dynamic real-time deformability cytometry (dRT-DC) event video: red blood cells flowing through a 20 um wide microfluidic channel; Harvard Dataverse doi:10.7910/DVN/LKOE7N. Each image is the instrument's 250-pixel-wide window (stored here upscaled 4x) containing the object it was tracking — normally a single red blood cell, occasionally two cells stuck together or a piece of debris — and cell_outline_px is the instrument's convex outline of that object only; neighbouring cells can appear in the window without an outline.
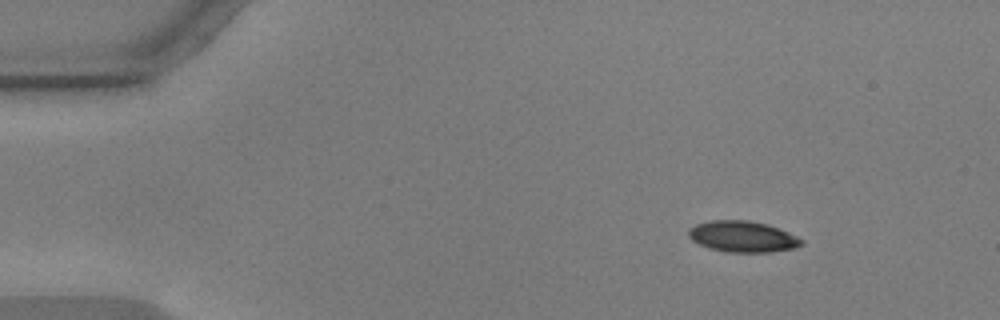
{"species": "common noctule bat (a hibernating species)", "species_latin": "Nyctalus noctula", "temperature_condition": "warm", "stored_images_in_passage": 51, "camera_frame_rate_fps": 3000, "um_per_image_px": 0.085, "animal": {"sex": "male", "body_mass_g": 17.9, "forearm_length_mm": 54.2}, "frame": {"image": 1, "passage_image": 1, "time_ms": 0.0, "image_size_px": [1000, 320], "cell_outline_px": [[804, 244], [792, 248], [768, 252], [728, 252], [708, 248], [692, 240], [688, 236], [688, 228], [696, 224], [712, 220], [748, 220], [764, 224], [788, 232], [804, 240]], "centroid_in_image_um": [63.09, 20.11], "position_along_channel_um": 21.9, "area_um2": 20.29}}
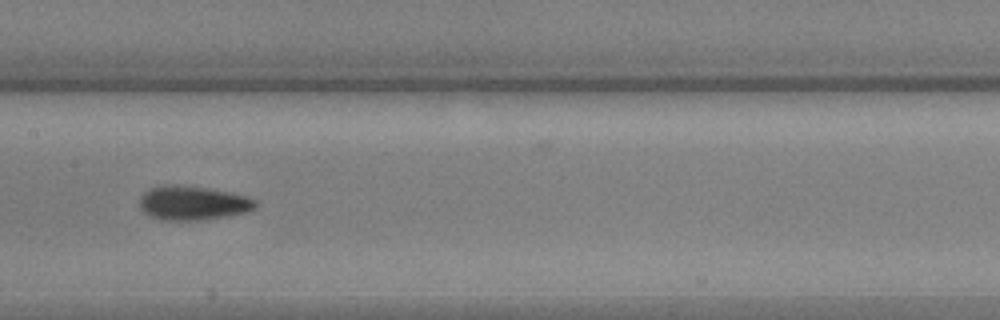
{"frame": {"image": 2, "passage_image": 22, "time_ms": 7.0, "image_size_px": [1000, 320], "cell_outline_px": [[256, 208], [248, 212], [200, 220], [160, 220], [144, 212], [140, 208], [140, 196], [144, 192], [160, 184], [176, 184], [204, 188], [228, 192], [244, 196], [256, 200]], "centroid_in_image_um": [16.36, 17.25], "position_along_channel_um": 191.0, "area_um2": 22.89}}
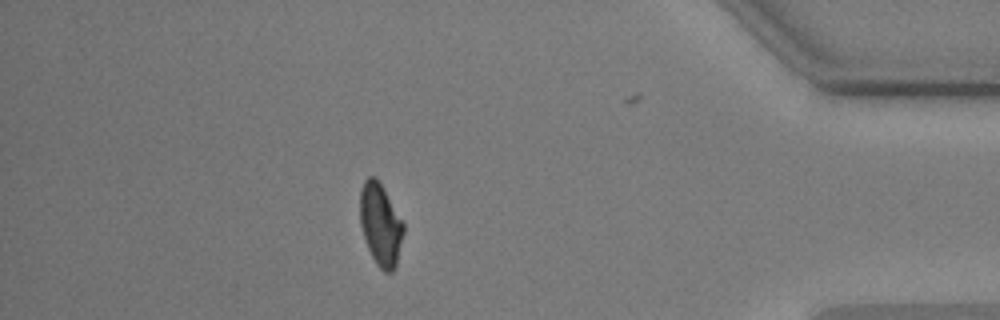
{"frame": {"image": 3, "passage_image": 43, "time_ms": 14.0, "image_size_px": [1000, 320], "cell_outline_px": [[404, 232], [396, 264], [392, 272], [384, 272], [376, 264], [368, 248], [360, 224], [360, 192], [364, 180], [368, 176], [376, 176], [380, 180], [404, 224]], "centroid_in_image_um": [32.34, 19.04], "position_along_channel_um": 402.9, "area_um2": 20.87}, "authors_computed_cell_mechanics": {"area_um2": 21.1548, "velocity_mm_per_s": 3.5989, "shape_relaxation_time_tau1_ms": 4.1124, "shape_relaxation_time_tau2_ms": 2.7447, "deformation_change_tau1": 0.131, "deformation_change_tau2": 0.0695}}